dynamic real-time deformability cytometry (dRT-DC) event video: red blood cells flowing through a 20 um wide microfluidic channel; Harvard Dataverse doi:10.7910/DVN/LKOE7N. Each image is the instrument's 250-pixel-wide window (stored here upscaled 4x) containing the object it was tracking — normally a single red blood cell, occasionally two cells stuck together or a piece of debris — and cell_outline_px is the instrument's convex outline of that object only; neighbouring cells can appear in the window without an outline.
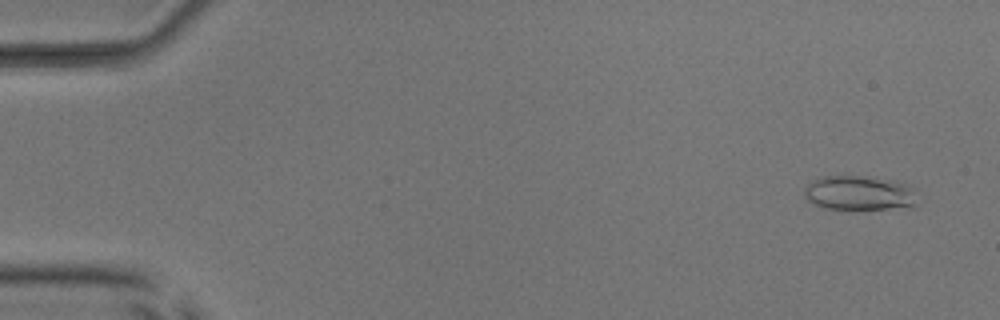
{"species": "common noctule bat (a hibernating species)", "species_latin": "Nyctalus noctula", "temperature_condition": "room temperature", "stored_images_in_passage": 52, "camera_frame_rate_fps": 3000, "um_per_image_px": 0.085, "animal": {"sex": "male", "body_mass_g": 17.9, "forearm_length_mm": 54.2}, "frame": {"image": 1, "passage_image": 3, "time_ms": 0.667, "image_size_px": [1000, 320], "cell_outline_px": [[916, 204], [912, 208], [852, 212], [848, 212], [824, 208], [808, 200], [804, 196], [804, 188], [812, 180], [824, 176], [864, 176], [892, 180], [908, 184], [916, 188]], "centroid_in_image_um": [73.1, 16.47], "position_along_channel_um": 11.9, "area_um2": 24.1}}
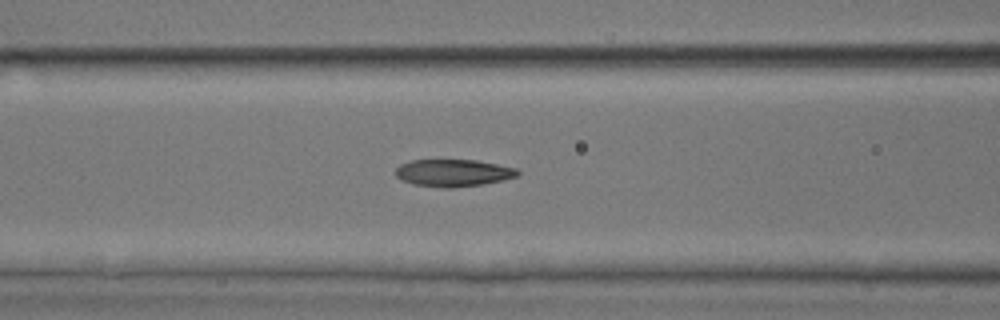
{"frame": {"image": 2, "passage_image": 22, "time_ms": 7.0, "image_size_px": [1000, 320], "cell_outline_px": [[520, 176], [504, 180], [484, 184], [452, 188], [444, 188], [412, 184], [400, 180], [396, 176], [396, 168], [400, 164], [412, 160], [476, 160], [516, 168], [520, 172]], "centroid_in_image_um": [38.54, 14.7], "position_along_channel_um": 128.1, "area_um2": 19.54}}
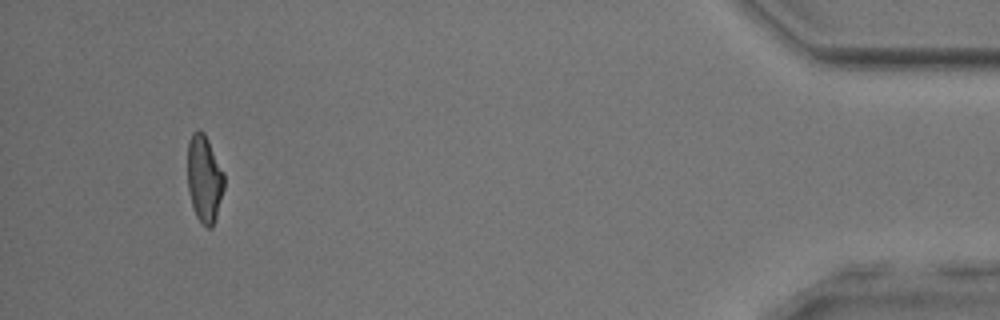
{"frame": {"image": 3, "passage_image": 49, "time_ms": 16.0, "image_size_px": [1000, 320], "cell_outline_px": [[224, 188], [216, 216], [212, 228], [208, 228], [196, 216], [188, 192], [188, 140], [192, 132], [196, 128], [200, 128], [204, 132], [224, 172]], "centroid_in_image_um": [17.36, 15.14], "position_along_channel_um": 417.8, "area_um2": 18.61}, "authors_computed_cell_mechanics": {"area_um2": 19.8254, "velocity_mm_per_s": 3.9975, "shape_relaxation_time_tau1_ms": 7.0037, "shape_relaxation_time_tau2_ms": 2.3303, "deformation_change_tau1": 0.2027, "deformation_change_tau2": 0.1067}}